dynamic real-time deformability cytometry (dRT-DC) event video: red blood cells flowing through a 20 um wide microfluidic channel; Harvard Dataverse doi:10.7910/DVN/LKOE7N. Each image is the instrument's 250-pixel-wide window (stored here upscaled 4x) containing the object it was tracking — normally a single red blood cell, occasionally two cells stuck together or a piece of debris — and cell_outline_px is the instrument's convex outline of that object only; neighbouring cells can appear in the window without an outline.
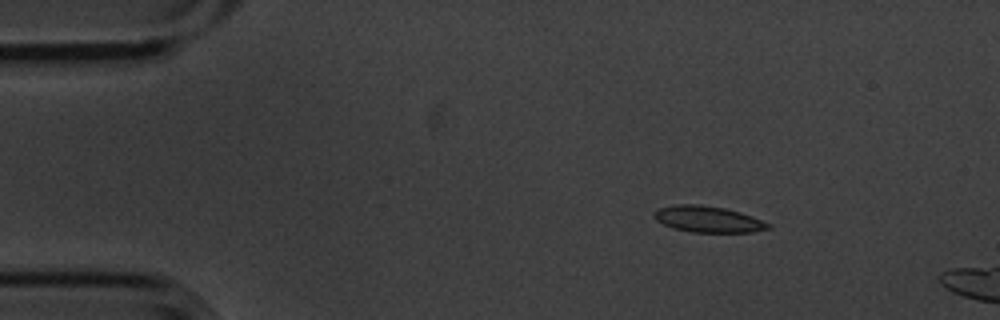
{"species": "common noctule bat (a hibernating species)", "species_latin": "Nyctalus noctula", "temperature_condition": "cold", "stored_images_in_passage": 4, "camera_frame_rate_fps": 3000, "um_per_image_px": 0.085, "animal": {"sex": "male", "body_mass_g": 20.1, "forearm_length_mm": 53.5}, "frame": {"image": 1, "passage_image": 2, "time_ms": 0.333, "image_size_px": [1000, 320], "cell_outline_px": [[772, 228], [752, 232], [692, 232], [672, 228], [656, 220], [652, 216], [652, 212], [656, 208], [676, 204], [700, 204], [724, 208], [740, 212], [752, 216], [768, 224]], "centroid_in_image_um": [60.11, 18.62], "position_along_channel_um": 24.9, "area_um2": 17.51}}